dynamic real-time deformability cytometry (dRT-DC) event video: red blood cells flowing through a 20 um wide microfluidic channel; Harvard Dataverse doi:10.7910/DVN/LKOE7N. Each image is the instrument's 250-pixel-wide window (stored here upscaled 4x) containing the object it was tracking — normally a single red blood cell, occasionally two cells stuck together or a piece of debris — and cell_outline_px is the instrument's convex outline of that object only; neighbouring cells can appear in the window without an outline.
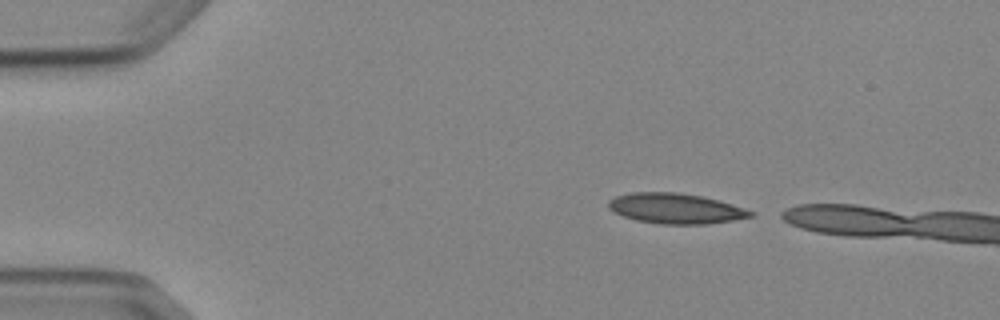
{"species": "Egyptian fruit bat (a non-hibernating species)", "species_latin": "Rousettus aegyptiacus", "temperature_condition": "cold", "stored_images_in_passage": 4, "segment_of_instrument_passage": [1, 2], "camera_frame_rate_fps": 3000, "um_per_image_px": 0.085, "animal": {"sex": "female"}, "frame": {"image": 1, "passage_image": 1, "time_ms": 0.0, "image_size_px": [1000, 320], "cell_outline_px": [[756, 216], [732, 220], [704, 224], [660, 224], [636, 220], [624, 216], [608, 208], [608, 200], [616, 196], [632, 192], [676, 192], [704, 196], [720, 200], [756, 212]], "centroid_in_image_um": [57.46, 17.71], "position_along_channel_um": 27.5, "area_um2": 25.2}}